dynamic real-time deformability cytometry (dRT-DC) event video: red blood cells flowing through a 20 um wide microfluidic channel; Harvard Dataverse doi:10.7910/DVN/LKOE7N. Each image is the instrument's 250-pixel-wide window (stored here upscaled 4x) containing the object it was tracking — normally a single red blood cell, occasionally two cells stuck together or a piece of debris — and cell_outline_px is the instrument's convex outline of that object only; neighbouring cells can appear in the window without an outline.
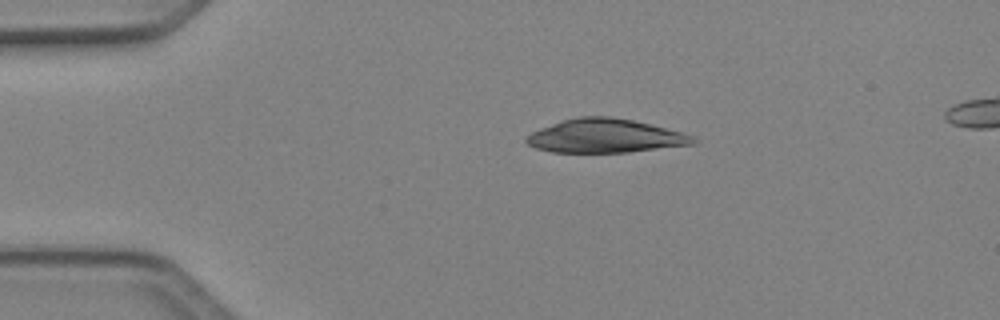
{"species": "Egyptian fruit bat (a non-hibernating species)", "species_latin": "Rousettus aegyptiacus", "temperature_condition": "cold", "stored_images_in_passage": 3, "camera_frame_rate_fps": 3000, "um_per_image_px": 0.085, "animal": {"sex": "female"}, "frame": {"image": 1, "passage_image": 1, "time_ms": 0.0, "image_size_px": [1000, 320], "cell_outline_px": [[700, 140], [696, 144], [628, 152], [552, 152], [536, 148], [528, 144], [524, 140], [532, 132], [540, 128], [564, 120], [580, 116], [612, 116], [652, 124], [680, 132], [692, 136]], "centroid_in_image_um": [51.47, 11.55], "position_along_channel_um": 33.5, "area_um2": 32.66}}